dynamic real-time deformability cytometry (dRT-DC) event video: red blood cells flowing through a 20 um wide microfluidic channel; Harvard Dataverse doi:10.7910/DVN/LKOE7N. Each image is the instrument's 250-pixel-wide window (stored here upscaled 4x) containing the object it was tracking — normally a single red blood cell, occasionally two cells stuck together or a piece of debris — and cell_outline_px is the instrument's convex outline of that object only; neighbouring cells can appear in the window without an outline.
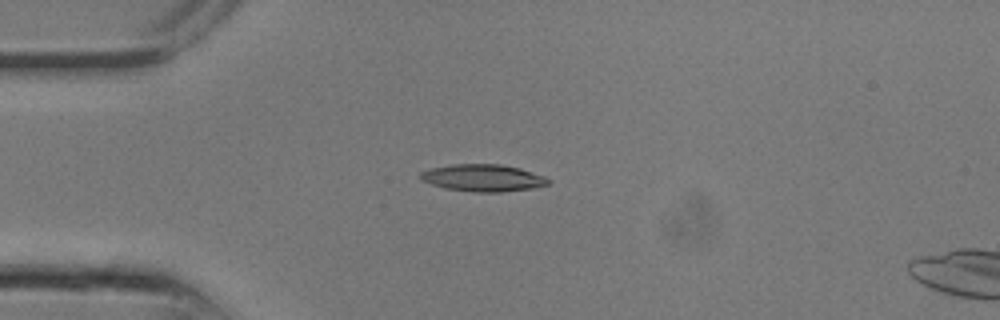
{"species": "common noctule bat (a hibernating species)", "species_latin": "Nyctalus noctula", "temperature_condition": "room temperature", "stored_images_in_passage": 19, "camera_frame_rate_fps": 3000, "um_per_image_px": 0.085, "animal": {"sex": "male", "body_mass_g": 13.3}, "frame": {"image": 1, "passage_image": 7, "time_ms": 2.0, "image_size_px": [1000, 320], "cell_outline_px": [[552, 180], [548, 184], [532, 188], [500, 192], [476, 192], [444, 188], [420, 180], [420, 172], [432, 168], [452, 164], [500, 164], [520, 168], [544, 176]], "centroid_in_image_um": [41.06, 15.12], "position_along_channel_um": 43.9, "area_um2": 20.11}}
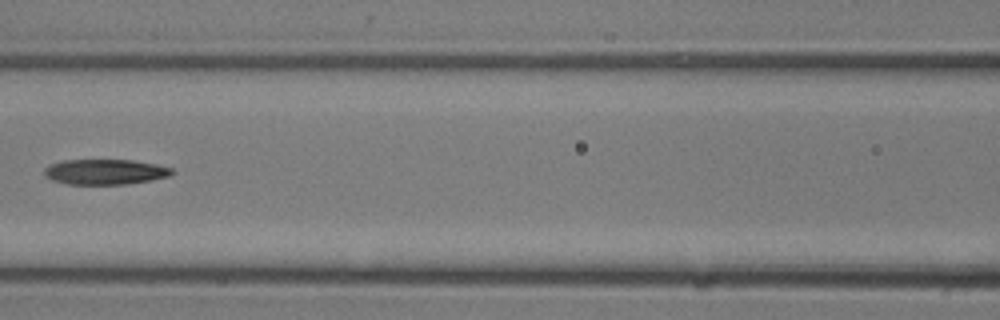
{"frame": {"image": 2, "passage_image": 12, "time_ms": 3.667, "image_size_px": [1000, 320], "cell_outline_px": [[176, 172], [172, 176], [152, 180], [128, 184], [68, 184], [52, 180], [44, 176], [44, 168], [48, 164], [60, 160], [132, 160], [156, 164], [172, 168]], "centroid_in_image_um": [8.95, 14.6], "position_along_channel_um": 157.7, "area_um2": 19.13}}
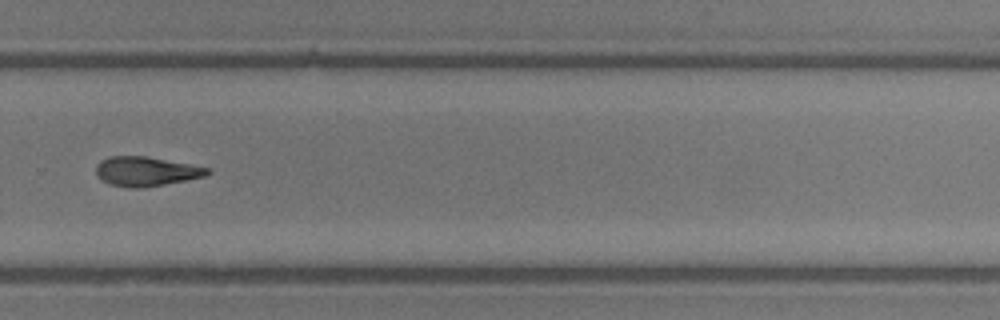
{"frame": {"image": 3, "passage_image": 18, "time_ms": 5.667, "image_size_px": [1000, 320], "cell_outline_px": [[212, 172], [204, 176], [144, 188], [132, 188], [108, 184], [100, 180], [96, 172], [96, 164], [100, 160], [108, 156], [148, 156], [212, 168]], "centroid_in_image_um": [12.4, 14.56], "position_along_channel_um": 317.4, "area_um2": 19.31}}